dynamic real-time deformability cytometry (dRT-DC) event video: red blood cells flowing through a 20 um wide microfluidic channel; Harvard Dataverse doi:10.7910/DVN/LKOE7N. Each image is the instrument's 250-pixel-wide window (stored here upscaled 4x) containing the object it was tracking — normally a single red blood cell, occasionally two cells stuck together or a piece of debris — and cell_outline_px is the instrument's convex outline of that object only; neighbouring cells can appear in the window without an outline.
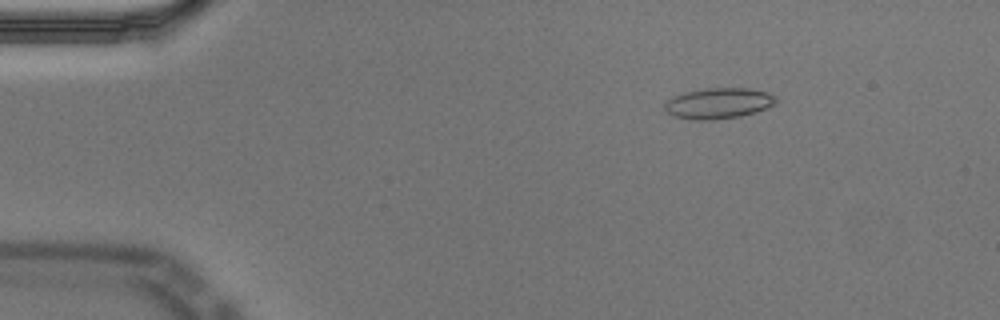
{"species": "Egyptian fruit bat (a non-hibernating species)", "species_latin": "Rousettus aegyptiacus", "temperature_condition": "cold", "stored_images_in_passage": 58, "camera_frame_rate_fps": 3000, "um_per_image_px": 0.085, "animal": {"sex": "male"}, "frame": {"image": 1, "passage_image": 9, "time_ms": 2.667, "image_size_px": [1000, 320], "cell_outline_px": [[776, 104], [756, 112], [740, 116], [712, 120], [688, 120], [672, 116], [664, 108], [664, 104], [672, 96], [684, 92], [704, 88], [748, 88], [768, 92], [776, 96]], "centroid_in_image_um": [61.05, 8.78], "position_along_channel_um": 23.9, "area_um2": 20.23}}
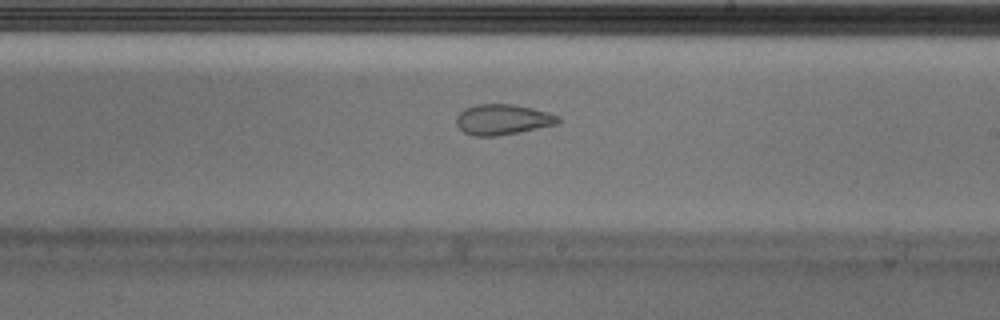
{"frame": {"image": 2, "passage_image": 34, "time_ms": 11.0, "image_size_px": [1000, 320], "cell_outline_px": [[560, 120], [556, 124], [520, 132], [496, 136], [472, 136], [464, 132], [456, 124], [456, 116], [464, 108], [476, 104], [512, 104], [532, 108], [548, 112], [560, 116]], "centroid_in_image_um": [42.7, 10.16], "position_along_channel_um": 246.3, "area_um2": 18.15}}
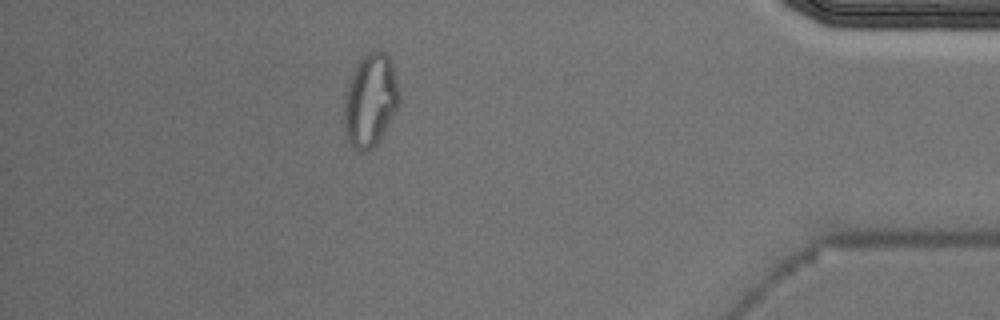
{"frame": {"image": 3, "passage_image": 51, "time_ms": 16.667, "image_size_px": [1000, 320], "cell_outline_px": [[400, 104], [396, 112], [376, 148], [368, 152], [360, 152], [352, 148], [344, 132], [344, 92], [348, 80], [356, 64], [372, 48], [376, 48], [384, 52], [392, 60], [400, 92]], "centroid_in_image_um": [31.49, 8.55], "position_along_channel_um": 403.7, "area_um2": 31.1}, "authors_computed_cell_mechanics": {"area_um2": 19.5364, "velocity_mm_per_s": 3.526, "shape_relaxation_time_tau1_ms": null, "shape_relaxation_time_tau2_ms": 1.8534, "deformation_change_tau1": null, "deformation_change_tau2": 0.0729}}